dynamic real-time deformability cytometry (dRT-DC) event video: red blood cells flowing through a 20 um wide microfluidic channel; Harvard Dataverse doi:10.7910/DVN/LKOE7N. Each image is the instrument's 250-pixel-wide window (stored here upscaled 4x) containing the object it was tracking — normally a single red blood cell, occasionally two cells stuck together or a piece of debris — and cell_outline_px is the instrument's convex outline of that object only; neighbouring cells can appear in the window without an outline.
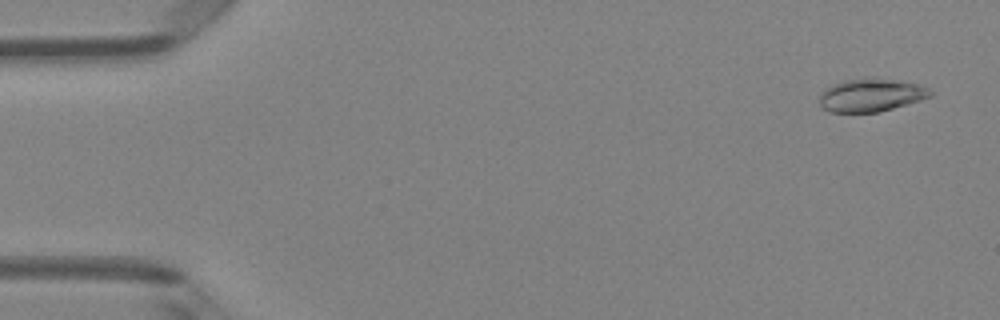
{"species": "Egyptian fruit bat (a non-hibernating species)", "species_latin": "Rousettus aegyptiacus", "temperature_condition": "room temperature", "stored_images_in_passage": 7, "camera_frame_rate_fps": 3000, "um_per_image_px": 0.085, "animal": {"sex": "female"}, "frame": {"image": 1, "passage_image": 1, "time_ms": 0.0, "image_size_px": [1000, 320], "cell_outline_px": [[932, 96], [920, 100], [880, 112], [828, 112], [820, 104], [820, 92], [824, 88], [832, 84], [844, 80], [864, 76], [872, 76], [916, 84], [928, 88], [932, 92]], "centroid_in_image_um": [73.99, 8.06], "position_along_channel_um": 11.0, "area_um2": 21.62}}
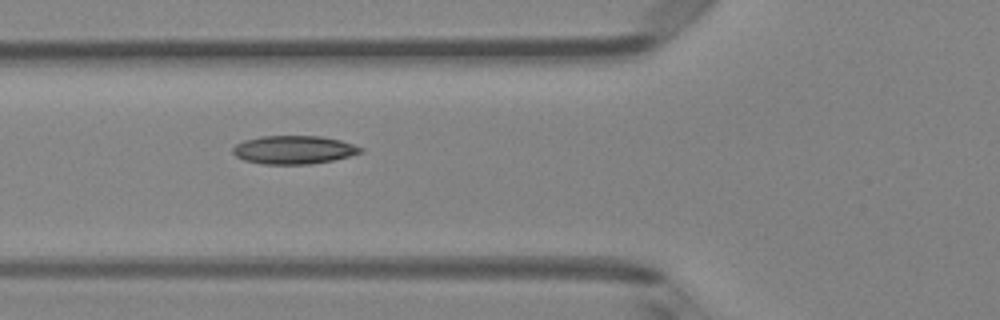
{"frame": {"image": 2, "passage_image": 5, "time_ms": 5.333, "image_size_px": [1000, 320], "cell_outline_px": [[364, 152], [332, 160], [312, 164], [264, 164], [244, 160], [236, 156], [232, 152], [232, 148], [236, 144], [244, 140], [260, 136], [320, 136], [340, 140], [364, 148]], "centroid_in_image_um": [24.96, 12.73], "position_along_channel_um": 100.8, "area_um2": 21.1}}
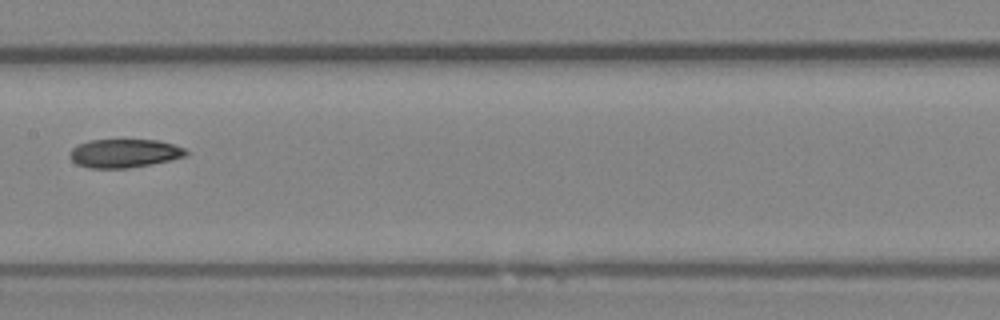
{"frame": {"image": 3, "passage_image": 7, "time_ms": 7.667, "image_size_px": [1000, 320], "cell_outline_px": [[188, 152], [184, 156], [172, 160], [152, 164], [128, 168], [88, 168], [76, 164], [68, 156], [72, 148], [88, 140], [156, 140], [172, 144], [184, 148]], "centroid_in_image_um": [10.54, 13.04], "position_along_channel_um": 196.9, "area_um2": 19.31}}